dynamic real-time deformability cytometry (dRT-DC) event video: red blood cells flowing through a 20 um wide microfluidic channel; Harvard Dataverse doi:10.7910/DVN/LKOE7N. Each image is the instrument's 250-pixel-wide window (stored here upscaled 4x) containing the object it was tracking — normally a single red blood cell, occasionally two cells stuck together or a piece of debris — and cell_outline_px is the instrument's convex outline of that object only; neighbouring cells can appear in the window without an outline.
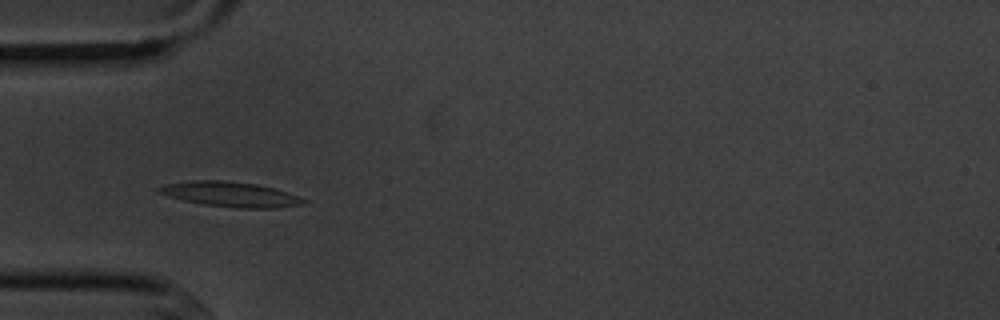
{"species": "common noctule bat (a hibernating species)", "species_latin": "Nyctalus noctula", "temperature_condition": "cold", "stored_images_in_passage": 8, "camera_frame_rate_fps": 3000, "um_per_image_px": 0.085, "animal": {"sex": "male", "body_mass_g": 20.1, "forearm_length_mm": 53.5}, "frame": {"image": 1, "passage_image": 4, "time_ms": 3.333, "image_size_px": [1000, 320], "cell_outline_px": [[308, 200], [304, 204], [276, 208], [240, 208], [204, 204], [184, 200], [168, 196], [156, 192], [156, 188], [164, 184], [192, 180], [220, 180], [256, 184], [272, 188]], "centroid_in_image_um": [19.53, 16.51], "position_along_channel_um": 65.5, "area_um2": 20.81}}
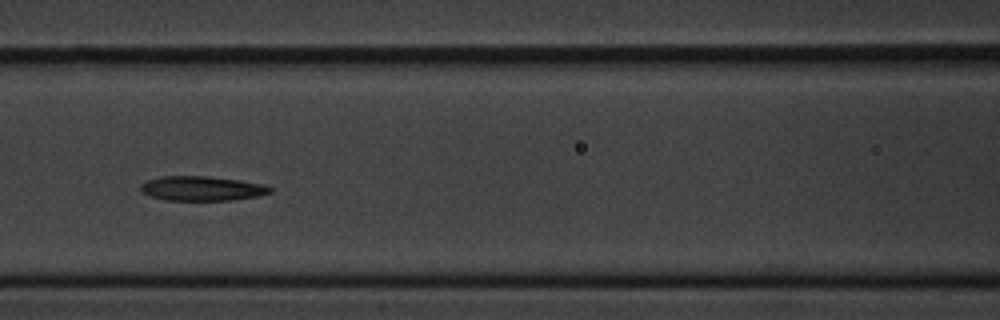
{"frame": {"image": 2, "passage_image": 6, "time_ms": 5.667, "image_size_px": [1000, 320], "cell_outline_px": [[272, 192], [260, 196], [232, 200], [164, 200], [140, 192], [140, 184], [148, 180], [160, 176], [208, 176], [240, 180], [260, 184], [272, 188]], "centroid_in_image_um": [17.14, 16.02], "position_along_channel_um": 149.5, "area_um2": 18.55}}
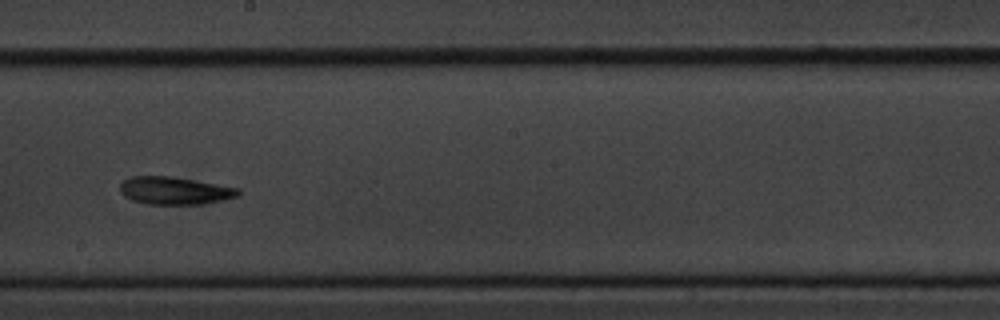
{"frame": {"image": 3, "passage_image": 8, "time_ms": 8.0, "image_size_px": [1000, 320], "cell_outline_px": [[240, 196], [224, 200], [204, 204], [144, 204], [132, 200], [124, 196], [120, 192], [120, 184], [124, 180], [132, 176], [168, 176], [240, 188]], "centroid_in_image_um": [14.85, 16.22], "position_along_channel_um": 233.3, "area_um2": 19.07}}